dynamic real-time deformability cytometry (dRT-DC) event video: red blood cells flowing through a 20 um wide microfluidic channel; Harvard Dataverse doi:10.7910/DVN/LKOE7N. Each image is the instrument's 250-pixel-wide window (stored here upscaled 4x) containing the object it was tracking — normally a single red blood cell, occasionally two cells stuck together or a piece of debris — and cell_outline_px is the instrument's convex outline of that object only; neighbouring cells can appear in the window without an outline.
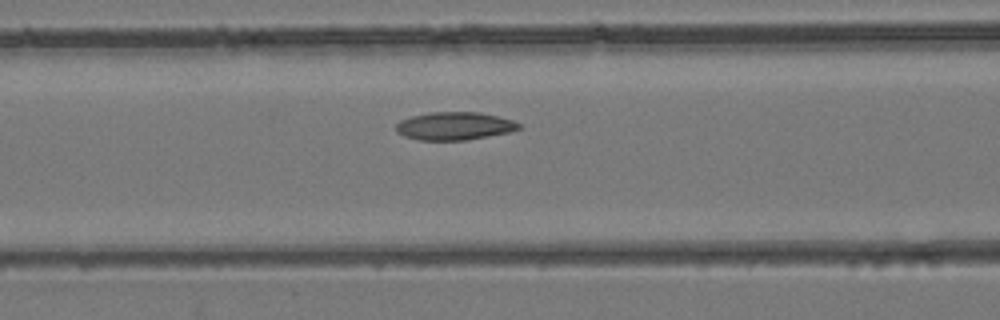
{"species": "common noctule bat (a hibernating species)", "species_latin": "Nyctalus noctula", "temperature_condition": "room temperature", "stored_images_in_passage": 38, "camera_frame_rate_fps": 3000, "um_per_image_px": 0.085, "animal": {"sex": "female", "body_mass_g": 24.6, "forearm_length_mm": 56.2}, "frame": {"image": 1, "passage_image": 13, "time_ms": 4.0, "image_size_px": [1000, 320], "cell_outline_px": [[520, 128], [512, 132], [464, 140], [420, 140], [404, 136], [396, 132], [396, 124], [400, 120], [412, 116], [428, 112], [480, 112], [512, 120], [520, 124]], "centroid_in_image_um": [38.61, 10.71], "position_along_channel_um": 128.0, "area_um2": 20.0}}
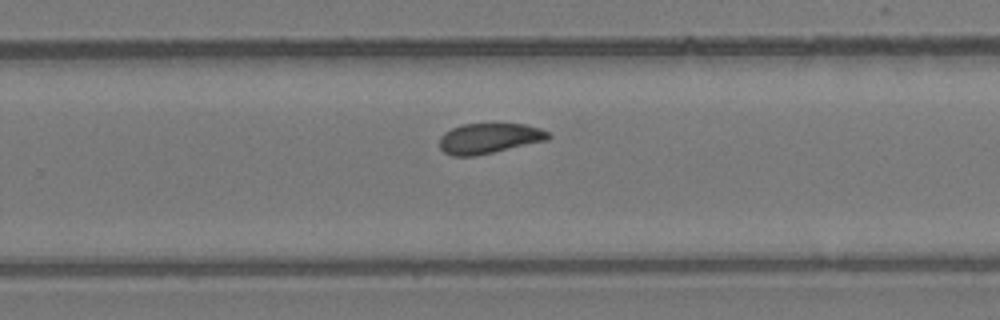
{"frame": {"image": 2, "passage_image": 23, "time_ms": 7.333, "image_size_px": [1000, 320], "cell_outline_px": [[552, 136], [548, 140], [492, 152], [472, 156], [452, 156], [444, 152], [440, 148], [440, 136], [444, 132], [460, 124], [524, 124], [540, 128], [548, 132]], "centroid_in_image_um": [41.57, 11.75], "position_along_channel_um": 288.2, "area_um2": 19.13}}
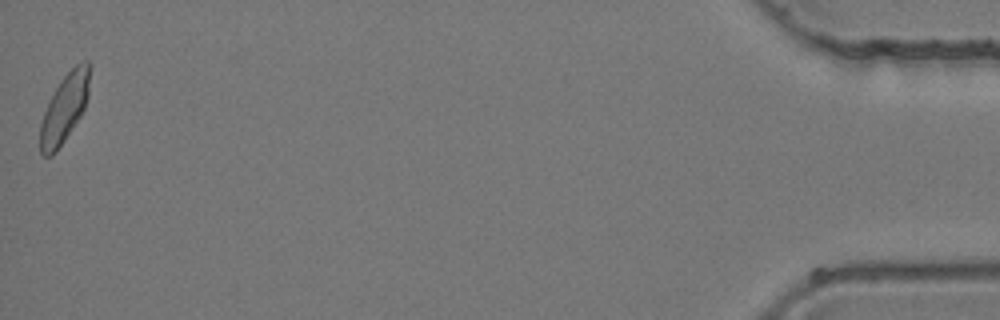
{"frame": {"image": 3, "passage_image": 38, "time_ms": 12.333, "image_size_px": [1000, 320], "cell_outline_px": [[88, 96], [84, 108], [80, 116], [56, 152], [52, 156], [44, 156], [40, 152], [40, 124], [44, 112], [60, 80], [76, 64], [84, 60], [88, 60]], "centroid_in_image_um": [5.46, 9.23], "position_along_channel_um": 429.7, "area_um2": 19.19}}